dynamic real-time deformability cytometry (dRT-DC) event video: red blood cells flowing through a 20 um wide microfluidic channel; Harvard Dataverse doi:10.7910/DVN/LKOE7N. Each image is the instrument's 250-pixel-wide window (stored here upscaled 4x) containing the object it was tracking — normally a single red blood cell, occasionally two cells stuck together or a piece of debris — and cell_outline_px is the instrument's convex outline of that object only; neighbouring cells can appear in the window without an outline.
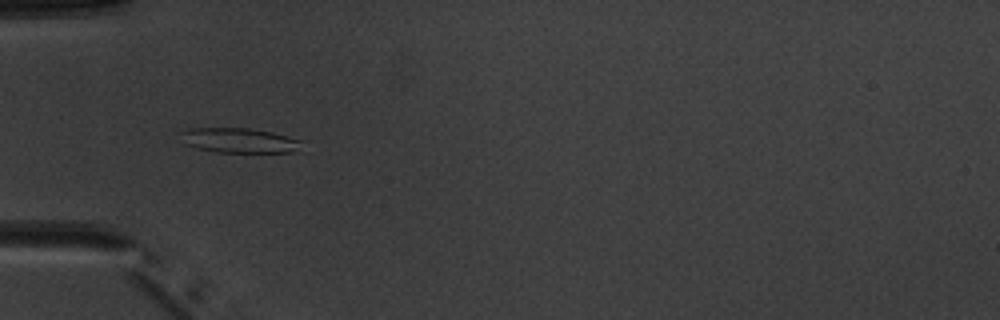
{"species": "common noctule bat (a hibernating species)", "species_latin": "Nyctalus noctula", "temperature_condition": "warm", "stored_images_in_passage": 7, "camera_frame_rate_fps": 3000, "um_per_image_px": 0.085, "animal": {"sex": "male", "body_mass_g": 20.1, "forearm_length_mm": 53.5}, "frame": {"image": 1, "passage_image": 5, "time_ms": 4.667, "image_size_px": [1000, 320], "cell_outline_px": [[304, 140], [292, 152], [216, 152], [196, 148], [184, 144], [180, 132], [188, 128], [248, 128], [272, 132]], "centroid_in_image_um": [20.29, 11.93], "position_along_channel_um": 64.7, "area_um2": 17.46}}
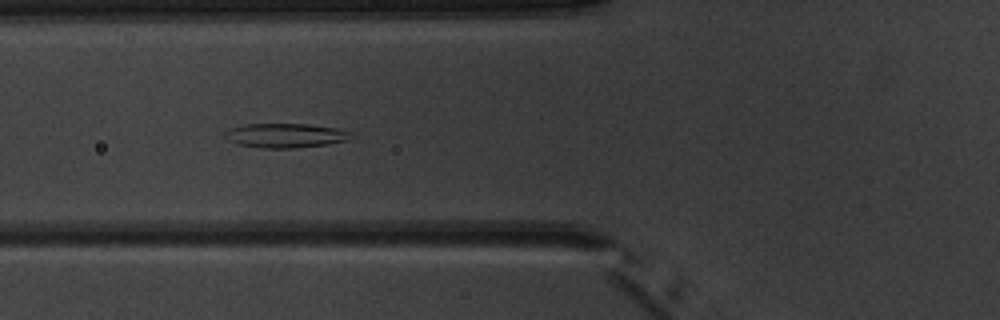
{"frame": {"image": 2, "passage_image": 6, "time_ms": 5.667, "image_size_px": [1000, 320], "cell_outline_px": [[356, 136], [348, 140], [328, 144], [296, 148], [260, 148], [236, 144], [228, 140], [224, 136], [224, 132], [232, 128], [244, 124], [308, 124], [340, 128]], "centroid_in_image_um": [24.28, 11.52], "position_along_channel_um": 101.5, "area_um2": 18.09}}